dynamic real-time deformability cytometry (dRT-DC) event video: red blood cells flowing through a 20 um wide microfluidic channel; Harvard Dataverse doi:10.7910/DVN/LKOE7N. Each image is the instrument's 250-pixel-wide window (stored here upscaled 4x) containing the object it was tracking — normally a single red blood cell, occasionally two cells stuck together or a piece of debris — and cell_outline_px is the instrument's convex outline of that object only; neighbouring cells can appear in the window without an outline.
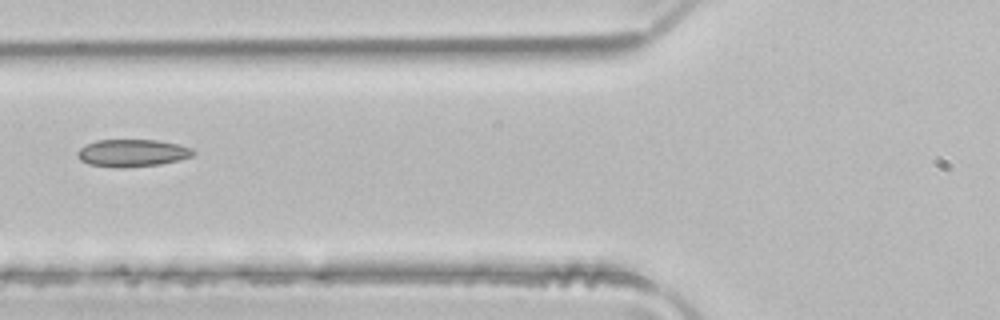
{"species": "common noctule bat (a hibernating species)", "species_latin": "Nyctalus noctula", "temperature_condition": "room temperature", "stored_images_in_passage": 5, "camera_frame_rate_fps": 3000, "um_per_image_px": 0.085, "animal": {"sex": "male", "body_mass_g": 21.5, "forearm_length_mm": 52.0}, "frame": {"image": 1, "passage_image": 4, "time_ms": 1.0, "image_size_px": [1000, 320], "cell_outline_px": [[196, 152], [192, 156], [180, 160], [160, 164], [124, 168], [112, 168], [88, 164], [80, 160], [76, 156], [76, 152], [80, 148], [96, 140], [156, 140], [176, 144], [192, 148]], "centroid_in_image_um": [11.22, 13.02], "position_along_channel_um": 114.6, "area_um2": 18.61}}
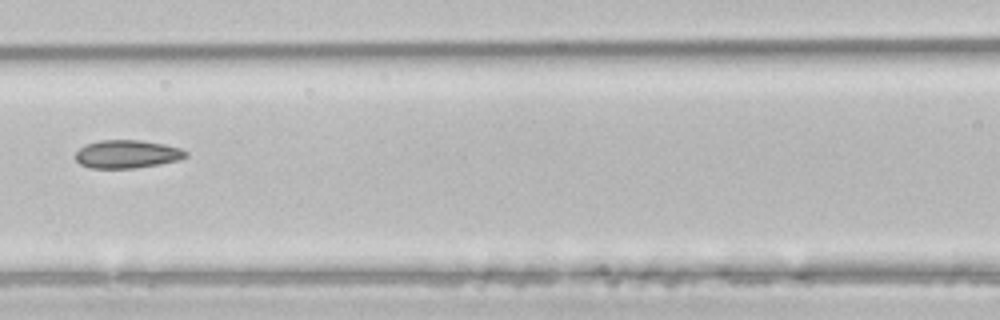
{"frame": {"image": 2, "passage_image": 5, "time_ms": 1.333, "image_size_px": [1000, 320], "cell_outline_px": [[188, 156], [180, 160], [136, 168], [88, 168], [80, 164], [76, 160], [76, 152], [84, 144], [100, 140], [140, 140], [164, 144], [180, 148], [188, 152]], "centroid_in_image_um": [10.8, 13.1], "position_along_channel_um": 155.8, "area_um2": 18.21}}